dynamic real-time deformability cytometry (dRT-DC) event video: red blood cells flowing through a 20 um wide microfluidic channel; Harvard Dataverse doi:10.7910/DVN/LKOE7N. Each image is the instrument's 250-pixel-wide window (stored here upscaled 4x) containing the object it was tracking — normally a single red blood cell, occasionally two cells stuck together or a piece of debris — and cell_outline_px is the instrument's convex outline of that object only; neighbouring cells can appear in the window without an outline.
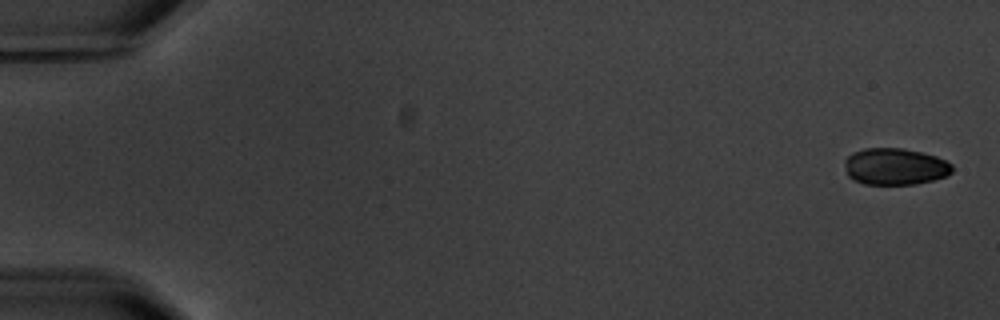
{"species": "common noctule bat (a hibernating species)", "species_latin": "Nyctalus noctula", "temperature_condition": "warm", "stored_images_in_passage": 6, "segment_of_instrument_passage": [1, 2], "camera_frame_rate_fps": 3000, "um_per_image_px": 0.085, "animal": {"sex": "male", "body_mass_g": 20.1, "forearm_length_mm": 53.5}, "frame": {"image": 1, "passage_image": 1, "time_ms": 0.0, "image_size_px": [1000, 320], "cell_outline_px": [[952, 172], [944, 176], [932, 180], [916, 184], [864, 184], [848, 176], [844, 164], [844, 160], [852, 152], [864, 148], [904, 148], [936, 156], [952, 164]], "centroid_in_image_um": [76.05, 14.14], "position_along_channel_um": 8.9, "area_um2": 22.95}}
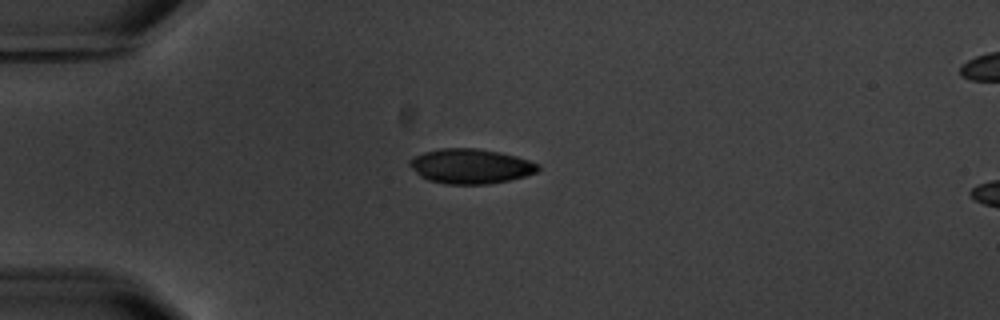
{"frame": {"image": 2, "passage_image": 5, "time_ms": 4.667, "image_size_px": [1000, 320], "cell_outline_px": [[540, 168], [536, 172], [524, 176], [508, 180], [488, 184], [444, 184], [428, 180], [420, 176], [408, 164], [408, 160], [424, 152], [444, 148], [476, 148], [500, 152], [516, 156], [540, 164]], "centroid_in_image_um": [40.0, 14.13], "position_along_channel_um": 45.0, "area_um2": 25.95}}